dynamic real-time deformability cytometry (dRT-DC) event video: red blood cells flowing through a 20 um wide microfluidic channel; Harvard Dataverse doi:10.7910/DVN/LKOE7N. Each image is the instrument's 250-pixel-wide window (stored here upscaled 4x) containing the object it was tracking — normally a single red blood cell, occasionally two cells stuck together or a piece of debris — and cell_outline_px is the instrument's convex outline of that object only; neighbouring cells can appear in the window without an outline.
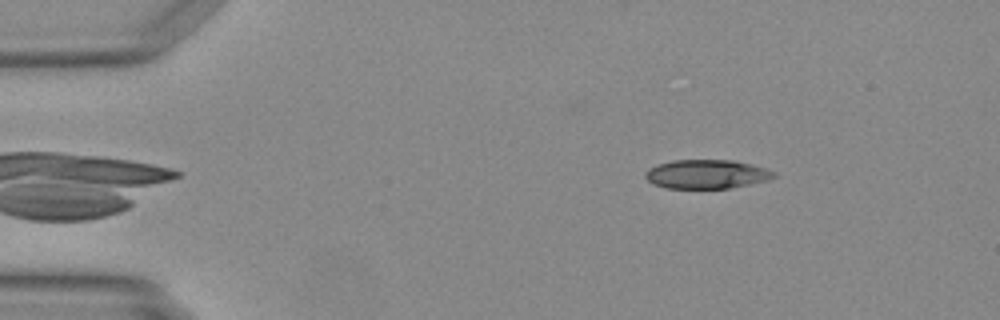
{"species": "Egyptian fruit bat (a non-hibernating species)", "species_latin": "Rousettus aegyptiacus", "temperature_condition": "warm", "stored_images_in_passage": 8, "camera_frame_rate_fps": 3000, "um_per_image_px": 0.085, "animal": {"sex": "female"}, "frame": {"image": 1, "passage_image": 3, "time_ms": 0.667, "image_size_px": [1000, 320], "cell_outline_px": [[776, 176], [768, 180], [732, 188], [664, 188], [652, 184], [644, 176], [644, 172], [648, 168], [672, 160], [732, 160], [752, 164], [768, 168], [776, 172]], "centroid_in_image_um": [60.07, 14.8], "position_along_channel_um": 24.9, "area_um2": 21.91}}